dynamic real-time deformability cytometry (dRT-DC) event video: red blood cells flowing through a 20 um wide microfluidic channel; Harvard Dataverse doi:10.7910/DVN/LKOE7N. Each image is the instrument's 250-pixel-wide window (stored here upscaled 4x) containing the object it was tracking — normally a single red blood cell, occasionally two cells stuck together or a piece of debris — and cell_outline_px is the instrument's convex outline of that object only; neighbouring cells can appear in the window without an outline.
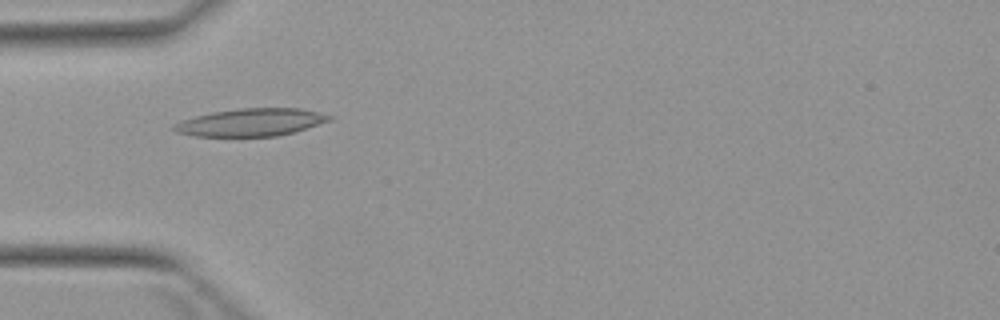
{"species": "Egyptian fruit bat (a non-hibernating species)", "species_latin": "Rousettus aegyptiacus", "temperature_condition": "warm", "stored_images_in_passage": 1, "camera_frame_rate_fps": 3000, "um_per_image_px": 0.085, "animal": {"sex": "female"}, "frame": {"image": 1, "passage_image": 1, "time_ms": 0.0, "image_size_px": [1000, 320], "cell_outline_px": [[332, 120], [292, 132], [276, 136], [196, 136], [176, 132], [172, 128], [180, 120], [212, 112], [240, 108], [300, 108], [332, 116]], "centroid_in_image_um": [21.31, 10.39], "position_along_channel_um": 63.7, "area_um2": 24.68}}